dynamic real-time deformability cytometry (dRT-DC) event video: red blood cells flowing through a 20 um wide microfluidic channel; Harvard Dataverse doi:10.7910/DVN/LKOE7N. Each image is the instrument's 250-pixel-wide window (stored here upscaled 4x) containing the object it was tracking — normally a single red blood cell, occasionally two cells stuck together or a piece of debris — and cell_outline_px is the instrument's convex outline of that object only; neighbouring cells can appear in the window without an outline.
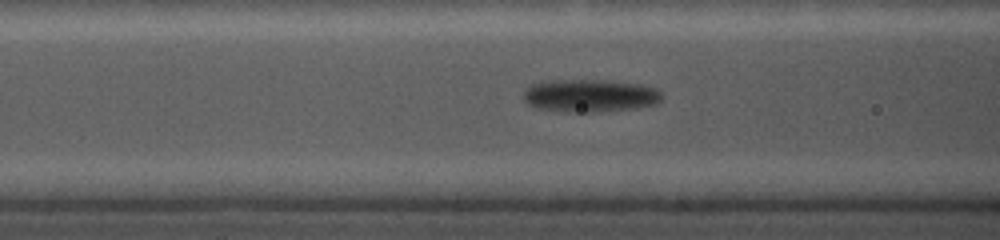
{"species": "common noctule bat (a hibernating species)", "species_latin": "Nyctalus noctula", "temperature_condition": "cold", "stored_images_in_passage": 38, "camera_frame_rate_fps": 5000, "um_per_image_px": 0.085, "animal": {"sex": "female", "body_mass_g": 19.0, "forearm_length_mm": 56.7}, "frame": {"image": 1, "passage_image": 16, "time_ms": 4.6, "image_size_px": [1000, 240], "cell_outline_px": [[664, 96], [656, 104], [632, 108], [596, 112], [556, 112], [536, 108], [528, 104], [524, 100], [524, 88], [528, 84], [544, 80], [600, 80], [640, 84], [656, 88]], "centroid_in_image_um": [50.07, 8.13], "position_along_channel_um": 116.5, "area_um2": 26.82}}
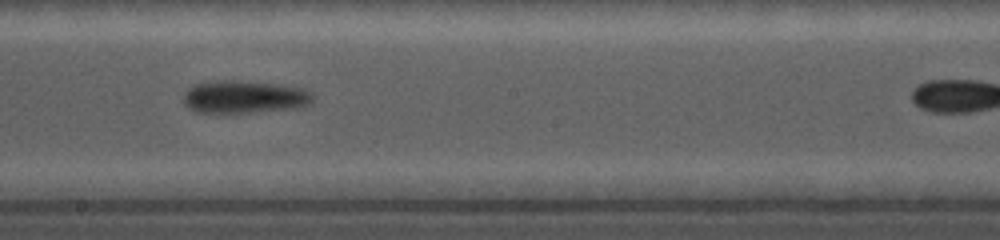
{"frame": {"image": 2, "passage_image": 25, "time_ms": 7.6, "image_size_px": [1000, 240], "cell_outline_px": [[312, 100], [308, 104], [296, 108], [252, 112], [196, 112], [188, 108], [184, 104], [184, 92], [192, 84], [216, 80], [236, 80], [276, 84], [300, 88], [312, 92]], "centroid_in_image_um": [20.71, 8.22], "position_along_channel_um": 227.5, "area_um2": 24.57}}
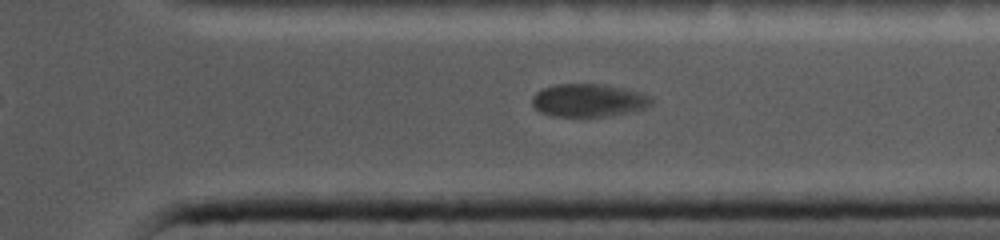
{"frame": {"image": 3, "passage_image": 36, "time_ms": 11.2, "image_size_px": [1000, 240], "cell_outline_px": [[652, 104], [648, 108], [628, 112], [604, 116], [552, 116], [540, 112], [532, 104], [532, 96], [536, 92], [544, 88], [556, 84], [604, 84], [644, 92], [652, 96]], "centroid_in_image_um": [50.07, 8.52], "position_along_channel_um": 361.3, "area_um2": 23.06}}